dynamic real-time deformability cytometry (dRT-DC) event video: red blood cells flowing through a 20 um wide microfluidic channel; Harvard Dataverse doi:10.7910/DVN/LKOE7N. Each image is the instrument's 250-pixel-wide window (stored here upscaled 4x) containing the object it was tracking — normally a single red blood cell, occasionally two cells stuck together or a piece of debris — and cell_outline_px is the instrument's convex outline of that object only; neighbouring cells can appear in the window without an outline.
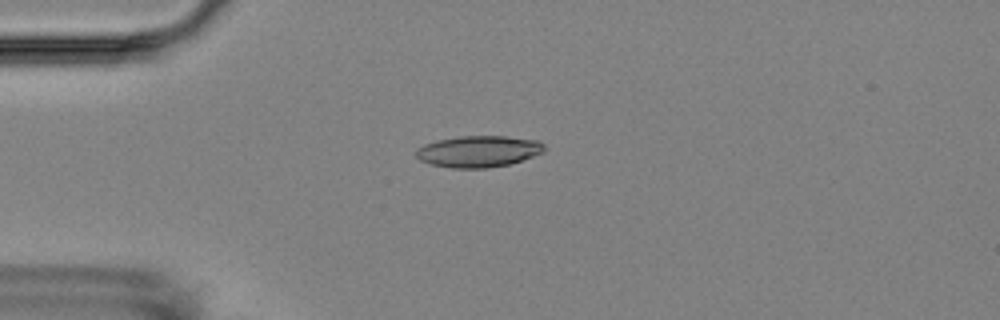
{"species": "Egyptian fruit bat (a non-hibernating species)", "species_latin": "Rousettus aegyptiacus", "temperature_condition": "room temperature", "stored_images_in_passage": 11, "camera_frame_rate_fps": 3000, "um_per_image_px": 0.085, "animal": {"sex": "female"}, "frame": {"image": 1, "passage_image": 4, "time_ms": 4.0, "image_size_px": [1000, 320], "cell_outline_px": [[544, 152], [508, 164], [488, 168], [452, 168], [432, 164], [420, 160], [416, 156], [416, 148], [424, 144], [436, 140], [460, 136], [504, 136], [536, 140], [544, 144]], "centroid_in_image_um": [40.64, 12.86], "position_along_channel_um": 44.4, "area_um2": 23.35}}
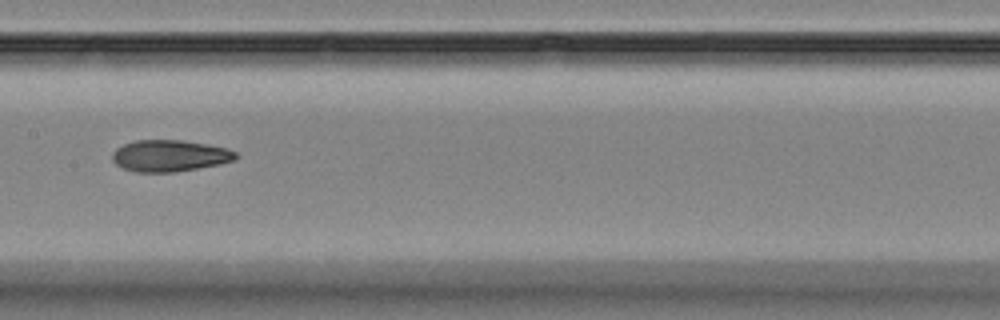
{"frame": {"image": 2, "passage_image": 8, "time_ms": 8.667, "image_size_px": [1000, 320], "cell_outline_px": [[240, 156], [236, 160], [220, 164], [172, 172], [136, 172], [124, 168], [116, 164], [112, 160], [112, 152], [116, 148], [124, 144], [136, 140], [180, 140], [208, 144], [228, 148], [236, 152]], "centroid_in_image_um": [14.45, 13.23], "position_along_channel_um": 193.0, "area_um2": 22.77}}
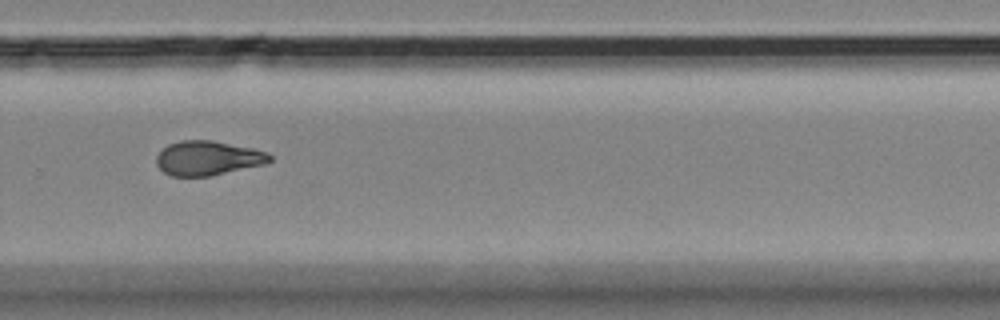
{"frame": {"image": 3, "passage_image": 11, "time_ms": 12.0, "image_size_px": [1000, 320], "cell_outline_px": [[272, 160], [264, 164], [208, 176], [172, 176], [164, 172], [156, 164], [156, 156], [168, 144], [180, 140], [212, 140], [252, 148], [268, 152], [272, 156]], "centroid_in_image_um": [17.66, 13.43], "position_along_channel_um": 312.1, "area_um2": 22.6}}